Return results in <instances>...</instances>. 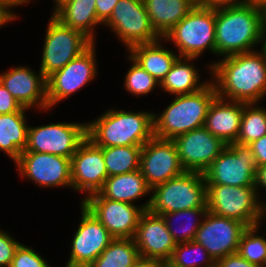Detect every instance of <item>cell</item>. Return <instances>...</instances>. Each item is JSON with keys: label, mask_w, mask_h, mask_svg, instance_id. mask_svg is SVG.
<instances>
[{"label": "cell", "mask_w": 266, "mask_h": 267, "mask_svg": "<svg viewBox=\"0 0 266 267\" xmlns=\"http://www.w3.org/2000/svg\"><path fill=\"white\" fill-rule=\"evenodd\" d=\"M154 114L107 110L87 123V137L98 147L144 145L154 136Z\"/></svg>", "instance_id": "obj_3"}, {"label": "cell", "mask_w": 266, "mask_h": 267, "mask_svg": "<svg viewBox=\"0 0 266 267\" xmlns=\"http://www.w3.org/2000/svg\"><path fill=\"white\" fill-rule=\"evenodd\" d=\"M262 42V49L260 50L261 52V54L263 55V57H264V60H265V62H266V26H265V28H264V30H263V33H262V37H261V41H260V43Z\"/></svg>", "instance_id": "obj_47"}, {"label": "cell", "mask_w": 266, "mask_h": 267, "mask_svg": "<svg viewBox=\"0 0 266 267\" xmlns=\"http://www.w3.org/2000/svg\"><path fill=\"white\" fill-rule=\"evenodd\" d=\"M132 267H167V262L160 259L139 257Z\"/></svg>", "instance_id": "obj_43"}, {"label": "cell", "mask_w": 266, "mask_h": 267, "mask_svg": "<svg viewBox=\"0 0 266 267\" xmlns=\"http://www.w3.org/2000/svg\"><path fill=\"white\" fill-rule=\"evenodd\" d=\"M255 156L257 166L266 165V135L249 144Z\"/></svg>", "instance_id": "obj_41"}, {"label": "cell", "mask_w": 266, "mask_h": 267, "mask_svg": "<svg viewBox=\"0 0 266 267\" xmlns=\"http://www.w3.org/2000/svg\"><path fill=\"white\" fill-rule=\"evenodd\" d=\"M254 186L256 191H258V188H261L260 186L266 189V165L258 166L256 169Z\"/></svg>", "instance_id": "obj_44"}, {"label": "cell", "mask_w": 266, "mask_h": 267, "mask_svg": "<svg viewBox=\"0 0 266 267\" xmlns=\"http://www.w3.org/2000/svg\"><path fill=\"white\" fill-rule=\"evenodd\" d=\"M245 3L251 4L266 10V0H245Z\"/></svg>", "instance_id": "obj_48"}, {"label": "cell", "mask_w": 266, "mask_h": 267, "mask_svg": "<svg viewBox=\"0 0 266 267\" xmlns=\"http://www.w3.org/2000/svg\"><path fill=\"white\" fill-rule=\"evenodd\" d=\"M159 41L135 45L129 52L135 62L161 83L179 56L162 47Z\"/></svg>", "instance_id": "obj_25"}, {"label": "cell", "mask_w": 266, "mask_h": 267, "mask_svg": "<svg viewBox=\"0 0 266 267\" xmlns=\"http://www.w3.org/2000/svg\"><path fill=\"white\" fill-rule=\"evenodd\" d=\"M142 147L143 145L101 147L108 177L138 170Z\"/></svg>", "instance_id": "obj_30"}, {"label": "cell", "mask_w": 266, "mask_h": 267, "mask_svg": "<svg viewBox=\"0 0 266 267\" xmlns=\"http://www.w3.org/2000/svg\"><path fill=\"white\" fill-rule=\"evenodd\" d=\"M139 257L133 238L113 239L88 267H132Z\"/></svg>", "instance_id": "obj_29"}, {"label": "cell", "mask_w": 266, "mask_h": 267, "mask_svg": "<svg viewBox=\"0 0 266 267\" xmlns=\"http://www.w3.org/2000/svg\"><path fill=\"white\" fill-rule=\"evenodd\" d=\"M132 66L129 68L124 81V86L129 93L135 96L146 95L150 93L155 86H160V83L151 76L146 70H144L137 62H135L130 56Z\"/></svg>", "instance_id": "obj_35"}, {"label": "cell", "mask_w": 266, "mask_h": 267, "mask_svg": "<svg viewBox=\"0 0 266 267\" xmlns=\"http://www.w3.org/2000/svg\"><path fill=\"white\" fill-rule=\"evenodd\" d=\"M151 198L145 204L135 206L126 202L104 198L99 192L87 196L81 202L108 230L114 239L134 238L139 219L148 210Z\"/></svg>", "instance_id": "obj_10"}, {"label": "cell", "mask_w": 266, "mask_h": 267, "mask_svg": "<svg viewBox=\"0 0 266 267\" xmlns=\"http://www.w3.org/2000/svg\"><path fill=\"white\" fill-rule=\"evenodd\" d=\"M119 0H96L97 18L103 25L109 20L111 13Z\"/></svg>", "instance_id": "obj_40"}, {"label": "cell", "mask_w": 266, "mask_h": 267, "mask_svg": "<svg viewBox=\"0 0 266 267\" xmlns=\"http://www.w3.org/2000/svg\"><path fill=\"white\" fill-rule=\"evenodd\" d=\"M22 177L42 187L70 186L71 158L59 155L23 151L15 161Z\"/></svg>", "instance_id": "obj_15"}, {"label": "cell", "mask_w": 266, "mask_h": 267, "mask_svg": "<svg viewBox=\"0 0 266 267\" xmlns=\"http://www.w3.org/2000/svg\"><path fill=\"white\" fill-rule=\"evenodd\" d=\"M50 18L40 65V72L46 79L93 43L82 32L64 25L53 15Z\"/></svg>", "instance_id": "obj_9"}, {"label": "cell", "mask_w": 266, "mask_h": 267, "mask_svg": "<svg viewBox=\"0 0 266 267\" xmlns=\"http://www.w3.org/2000/svg\"><path fill=\"white\" fill-rule=\"evenodd\" d=\"M155 32L164 38L197 4V0H143Z\"/></svg>", "instance_id": "obj_23"}, {"label": "cell", "mask_w": 266, "mask_h": 267, "mask_svg": "<svg viewBox=\"0 0 266 267\" xmlns=\"http://www.w3.org/2000/svg\"><path fill=\"white\" fill-rule=\"evenodd\" d=\"M0 83L24 108L48 109L46 78L28 67L18 66L0 75Z\"/></svg>", "instance_id": "obj_21"}, {"label": "cell", "mask_w": 266, "mask_h": 267, "mask_svg": "<svg viewBox=\"0 0 266 267\" xmlns=\"http://www.w3.org/2000/svg\"><path fill=\"white\" fill-rule=\"evenodd\" d=\"M265 212H266V203L263 205V216L264 214H266Z\"/></svg>", "instance_id": "obj_51"}, {"label": "cell", "mask_w": 266, "mask_h": 267, "mask_svg": "<svg viewBox=\"0 0 266 267\" xmlns=\"http://www.w3.org/2000/svg\"><path fill=\"white\" fill-rule=\"evenodd\" d=\"M197 4L207 8L218 9L245 4V0H197Z\"/></svg>", "instance_id": "obj_42"}, {"label": "cell", "mask_w": 266, "mask_h": 267, "mask_svg": "<svg viewBox=\"0 0 266 267\" xmlns=\"http://www.w3.org/2000/svg\"><path fill=\"white\" fill-rule=\"evenodd\" d=\"M55 1V6L53 12H55L61 5H63L65 2L69 1V0H54Z\"/></svg>", "instance_id": "obj_50"}, {"label": "cell", "mask_w": 266, "mask_h": 267, "mask_svg": "<svg viewBox=\"0 0 266 267\" xmlns=\"http://www.w3.org/2000/svg\"><path fill=\"white\" fill-rule=\"evenodd\" d=\"M243 115V103L216 97L209 107L204 127L225 144L235 143Z\"/></svg>", "instance_id": "obj_22"}, {"label": "cell", "mask_w": 266, "mask_h": 267, "mask_svg": "<svg viewBox=\"0 0 266 267\" xmlns=\"http://www.w3.org/2000/svg\"><path fill=\"white\" fill-rule=\"evenodd\" d=\"M81 222L73 236L66 267H88L114 239L108 230L83 205Z\"/></svg>", "instance_id": "obj_18"}, {"label": "cell", "mask_w": 266, "mask_h": 267, "mask_svg": "<svg viewBox=\"0 0 266 267\" xmlns=\"http://www.w3.org/2000/svg\"><path fill=\"white\" fill-rule=\"evenodd\" d=\"M164 39L174 42L179 57L198 58L205 49L216 55L215 9L196 4Z\"/></svg>", "instance_id": "obj_6"}, {"label": "cell", "mask_w": 266, "mask_h": 267, "mask_svg": "<svg viewBox=\"0 0 266 267\" xmlns=\"http://www.w3.org/2000/svg\"><path fill=\"white\" fill-rule=\"evenodd\" d=\"M12 1V7L15 6H19V5H23L24 3L28 4L29 1L31 0H11Z\"/></svg>", "instance_id": "obj_49"}, {"label": "cell", "mask_w": 266, "mask_h": 267, "mask_svg": "<svg viewBox=\"0 0 266 267\" xmlns=\"http://www.w3.org/2000/svg\"><path fill=\"white\" fill-rule=\"evenodd\" d=\"M64 25L82 32L94 42L93 28L101 24L96 13V0H69L53 14Z\"/></svg>", "instance_id": "obj_24"}, {"label": "cell", "mask_w": 266, "mask_h": 267, "mask_svg": "<svg viewBox=\"0 0 266 267\" xmlns=\"http://www.w3.org/2000/svg\"><path fill=\"white\" fill-rule=\"evenodd\" d=\"M207 212H208L207 208H192V209L162 214L161 216L165 220L167 228H168L170 234L172 235L174 241L177 244V243H186V242H190V241L194 240L196 233H197L199 227L201 226L202 221H199V222L196 221L195 222V221H192V219H193L192 218L191 220H189V222L186 221V222H188V225L185 224L184 227H182L180 225V228H182V229H180L181 231L179 230V232H178L177 228L174 230L175 225L172 226L171 220L176 218V217H178V218L181 217V219H182L183 217H187V216L188 217H192V216L201 217L202 216L201 218H203V216H205V214Z\"/></svg>", "instance_id": "obj_34"}, {"label": "cell", "mask_w": 266, "mask_h": 267, "mask_svg": "<svg viewBox=\"0 0 266 267\" xmlns=\"http://www.w3.org/2000/svg\"><path fill=\"white\" fill-rule=\"evenodd\" d=\"M255 187L207 185L209 212L242 222L246 227L260 224L263 205Z\"/></svg>", "instance_id": "obj_7"}, {"label": "cell", "mask_w": 266, "mask_h": 267, "mask_svg": "<svg viewBox=\"0 0 266 267\" xmlns=\"http://www.w3.org/2000/svg\"><path fill=\"white\" fill-rule=\"evenodd\" d=\"M25 111L0 114V151L15 162L27 146L28 127Z\"/></svg>", "instance_id": "obj_27"}, {"label": "cell", "mask_w": 266, "mask_h": 267, "mask_svg": "<svg viewBox=\"0 0 266 267\" xmlns=\"http://www.w3.org/2000/svg\"><path fill=\"white\" fill-rule=\"evenodd\" d=\"M167 267H215V261L200 243L192 240L176 244L170 259L167 261Z\"/></svg>", "instance_id": "obj_32"}, {"label": "cell", "mask_w": 266, "mask_h": 267, "mask_svg": "<svg viewBox=\"0 0 266 267\" xmlns=\"http://www.w3.org/2000/svg\"><path fill=\"white\" fill-rule=\"evenodd\" d=\"M255 156L249 145L231 143L203 173L207 185L255 187Z\"/></svg>", "instance_id": "obj_8"}, {"label": "cell", "mask_w": 266, "mask_h": 267, "mask_svg": "<svg viewBox=\"0 0 266 267\" xmlns=\"http://www.w3.org/2000/svg\"><path fill=\"white\" fill-rule=\"evenodd\" d=\"M209 66L218 97L256 104L266 95V62L260 51L226 56Z\"/></svg>", "instance_id": "obj_1"}, {"label": "cell", "mask_w": 266, "mask_h": 267, "mask_svg": "<svg viewBox=\"0 0 266 267\" xmlns=\"http://www.w3.org/2000/svg\"><path fill=\"white\" fill-rule=\"evenodd\" d=\"M0 7L14 20L17 16L10 8L12 9L11 0H0Z\"/></svg>", "instance_id": "obj_45"}, {"label": "cell", "mask_w": 266, "mask_h": 267, "mask_svg": "<svg viewBox=\"0 0 266 267\" xmlns=\"http://www.w3.org/2000/svg\"><path fill=\"white\" fill-rule=\"evenodd\" d=\"M17 111H27L0 83V114H10Z\"/></svg>", "instance_id": "obj_38"}, {"label": "cell", "mask_w": 266, "mask_h": 267, "mask_svg": "<svg viewBox=\"0 0 266 267\" xmlns=\"http://www.w3.org/2000/svg\"><path fill=\"white\" fill-rule=\"evenodd\" d=\"M148 210L162 215L192 208H207V184L203 173L185 171L151 189Z\"/></svg>", "instance_id": "obj_5"}, {"label": "cell", "mask_w": 266, "mask_h": 267, "mask_svg": "<svg viewBox=\"0 0 266 267\" xmlns=\"http://www.w3.org/2000/svg\"><path fill=\"white\" fill-rule=\"evenodd\" d=\"M180 162L185 171L201 172L226 148L221 139L205 127L194 129L173 139Z\"/></svg>", "instance_id": "obj_17"}, {"label": "cell", "mask_w": 266, "mask_h": 267, "mask_svg": "<svg viewBox=\"0 0 266 267\" xmlns=\"http://www.w3.org/2000/svg\"><path fill=\"white\" fill-rule=\"evenodd\" d=\"M133 239L141 257L165 262L170 259L176 247L163 217L149 210L142 213Z\"/></svg>", "instance_id": "obj_20"}, {"label": "cell", "mask_w": 266, "mask_h": 267, "mask_svg": "<svg viewBox=\"0 0 266 267\" xmlns=\"http://www.w3.org/2000/svg\"><path fill=\"white\" fill-rule=\"evenodd\" d=\"M87 138V123H51L28 127L24 151L48 153L71 158Z\"/></svg>", "instance_id": "obj_11"}, {"label": "cell", "mask_w": 266, "mask_h": 267, "mask_svg": "<svg viewBox=\"0 0 266 267\" xmlns=\"http://www.w3.org/2000/svg\"><path fill=\"white\" fill-rule=\"evenodd\" d=\"M94 43L46 79L48 108L51 109L95 77L97 64Z\"/></svg>", "instance_id": "obj_13"}, {"label": "cell", "mask_w": 266, "mask_h": 267, "mask_svg": "<svg viewBox=\"0 0 266 267\" xmlns=\"http://www.w3.org/2000/svg\"><path fill=\"white\" fill-rule=\"evenodd\" d=\"M13 20L1 7H0V27Z\"/></svg>", "instance_id": "obj_46"}, {"label": "cell", "mask_w": 266, "mask_h": 267, "mask_svg": "<svg viewBox=\"0 0 266 267\" xmlns=\"http://www.w3.org/2000/svg\"><path fill=\"white\" fill-rule=\"evenodd\" d=\"M215 267H260L248 262L238 253L230 254L224 258L215 261Z\"/></svg>", "instance_id": "obj_39"}, {"label": "cell", "mask_w": 266, "mask_h": 267, "mask_svg": "<svg viewBox=\"0 0 266 267\" xmlns=\"http://www.w3.org/2000/svg\"><path fill=\"white\" fill-rule=\"evenodd\" d=\"M20 245L10 234L0 229V267H10L17 247Z\"/></svg>", "instance_id": "obj_37"}, {"label": "cell", "mask_w": 266, "mask_h": 267, "mask_svg": "<svg viewBox=\"0 0 266 267\" xmlns=\"http://www.w3.org/2000/svg\"><path fill=\"white\" fill-rule=\"evenodd\" d=\"M99 193L107 199L126 202L129 204L151 193L140 169L114 176H109Z\"/></svg>", "instance_id": "obj_26"}, {"label": "cell", "mask_w": 266, "mask_h": 267, "mask_svg": "<svg viewBox=\"0 0 266 267\" xmlns=\"http://www.w3.org/2000/svg\"><path fill=\"white\" fill-rule=\"evenodd\" d=\"M202 219L194 240L206 249L214 261L237 253L240 237L246 228L242 222L209 211Z\"/></svg>", "instance_id": "obj_16"}, {"label": "cell", "mask_w": 266, "mask_h": 267, "mask_svg": "<svg viewBox=\"0 0 266 267\" xmlns=\"http://www.w3.org/2000/svg\"><path fill=\"white\" fill-rule=\"evenodd\" d=\"M139 169L151 189L185 172L174 141L155 136L142 147Z\"/></svg>", "instance_id": "obj_14"}, {"label": "cell", "mask_w": 266, "mask_h": 267, "mask_svg": "<svg viewBox=\"0 0 266 267\" xmlns=\"http://www.w3.org/2000/svg\"><path fill=\"white\" fill-rule=\"evenodd\" d=\"M266 26V10L251 4L215 9L216 54L253 52Z\"/></svg>", "instance_id": "obj_2"}, {"label": "cell", "mask_w": 266, "mask_h": 267, "mask_svg": "<svg viewBox=\"0 0 266 267\" xmlns=\"http://www.w3.org/2000/svg\"><path fill=\"white\" fill-rule=\"evenodd\" d=\"M10 267H50V265L39 253L20 243L15 251Z\"/></svg>", "instance_id": "obj_36"}, {"label": "cell", "mask_w": 266, "mask_h": 267, "mask_svg": "<svg viewBox=\"0 0 266 267\" xmlns=\"http://www.w3.org/2000/svg\"><path fill=\"white\" fill-rule=\"evenodd\" d=\"M107 178L102 148L87 137L71 157L72 188L90 196L103 188Z\"/></svg>", "instance_id": "obj_19"}, {"label": "cell", "mask_w": 266, "mask_h": 267, "mask_svg": "<svg viewBox=\"0 0 266 267\" xmlns=\"http://www.w3.org/2000/svg\"><path fill=\"white\" fill-rule=\"evenodd\" d=\"M104 25L116 33L127 50L135 45L162 40L152 27L143 0H119Z\"/></svg>", "instance_id": "obj_12"}, {"label": "cell", "mask_w": 266, "mask_h": 267, "mask_svg": "<svg viewBox=\"0 0 266 267\" xmlns=\"http://www.w3.org/2000/svg\"><path fill=\"white\" fill-rule=\"evenodd\" d=\"M259 224L247 226L239 241L237 253L248 262L263 267L266 260V239L257 236Z\"/></svg>", "instance_id": "obj_33"}, {"label": "cell", "mask_w": 266, "mask_h": 267, "mask_svg": "<svg viewBox=\"0 0 266 267\" xmlns=\"http://www.w3.org/2000/svg\"><path fill=\"white\" fill-rule=\"evenodd\" d=\"M210 82L197 92L175 95L162 114H154V136L173 140L181 134L204 127L209 107L217 97L215 86L212 80Z\"/></svg>", "instance_id": "obj_4"}, {"label": "cell", "mask_w": 266, "mask_h": 267, "mask_svg": "<svg viewBox=\"0 0 266 267\" xmlns=\"http://www.w3.org/2000/svg\"><path fill=\"white\" fill-rule=\"evenodd\" d=\"M243 103V115L236 143L249 145L266 135V109Z\"/></svg>", "instance_id": "obj_31"}, {"label": "cell", "mask_w": 266, "mask_h": 267, "mask_svg": "<svg viewBox=\"0 0 266 267\" xmlns=\"http://www.w3.org/2000/svg\"><path fill=\"white\" fill-rule=\"evenodd\" d=\"M193 59L196 58L178 57L159 87L174 95L194 93L205 87L208 82L201 83L197 68L194 64L187 63Z\"/></svg>", "instance_id": "obj_28"}]
</instances>
